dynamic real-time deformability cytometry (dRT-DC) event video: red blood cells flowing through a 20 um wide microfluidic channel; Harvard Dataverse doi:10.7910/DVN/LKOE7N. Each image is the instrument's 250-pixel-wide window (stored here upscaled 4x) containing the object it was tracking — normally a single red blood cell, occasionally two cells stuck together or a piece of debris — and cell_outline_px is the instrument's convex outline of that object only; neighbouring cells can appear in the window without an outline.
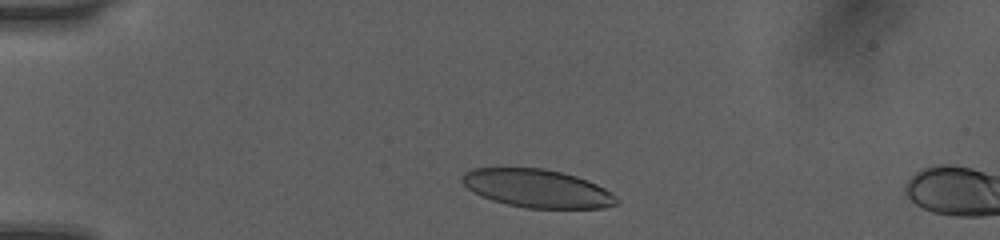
{"species": "human", "species_latin": "Homo sapiens", "temperature_condition": "room temperature", "stored_images_in_passage": 4, "segment_of_instrument_passage": [1, 2], "camera_frame_rate_fps": 3000, "um_per_image_px": 0.085, "donor": {"sex": "female"}, "frame": {"image": 1, "passage_image": 2, "time_ms": 1.0, "image_size_px": [1000, 240], "cell_outline_px": [[620, 200], [616, 204], [600, 208], [524, 208], [492, 200], [472, 192], [460, 180], [460, 176], [464, 172], [472, 168], [544, 168], [576, 176], [588, 180], [604, 188], [616, 196]], "centroid_in_image_um": [45.63, 16.01], "position_along_channel_um": 39.4, "area_um2": 34.39}}